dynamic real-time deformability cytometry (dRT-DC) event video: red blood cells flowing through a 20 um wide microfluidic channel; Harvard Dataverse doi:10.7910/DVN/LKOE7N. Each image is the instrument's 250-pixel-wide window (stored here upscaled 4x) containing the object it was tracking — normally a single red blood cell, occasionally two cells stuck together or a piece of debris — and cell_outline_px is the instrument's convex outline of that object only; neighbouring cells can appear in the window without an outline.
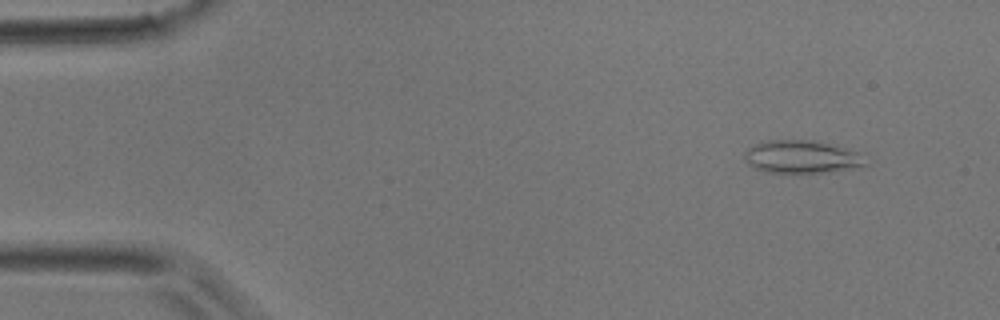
{"species": "common noctule bat (a hibernating species)", "species_latin": "Nyctalus noctula", "temperature_condition": "room temperature", "stored_images_in_passage": 3, "camera_frame_rate_fps": 3000, "um_per_image_px": 0.085, "animal": {"sex": "male", "body_mass_g": 17.9}, "frame": {"image": 1, "passage_image": 1, "time_ms": 0.0, "image_size_px": [1000, 320], "cell_outline_px": [[868, 164], [856, 168], [828, 172], [764, 172], [748, 164], [744, 160], [744, 152], [748, 148], [756, 144], [768, 140], [812, 140], [828, 144], [856, 152]], "centroid_in_image_um": [68.08, 13.34], "position_along_channel_um": 16.9, "area_um2": 22.77}}